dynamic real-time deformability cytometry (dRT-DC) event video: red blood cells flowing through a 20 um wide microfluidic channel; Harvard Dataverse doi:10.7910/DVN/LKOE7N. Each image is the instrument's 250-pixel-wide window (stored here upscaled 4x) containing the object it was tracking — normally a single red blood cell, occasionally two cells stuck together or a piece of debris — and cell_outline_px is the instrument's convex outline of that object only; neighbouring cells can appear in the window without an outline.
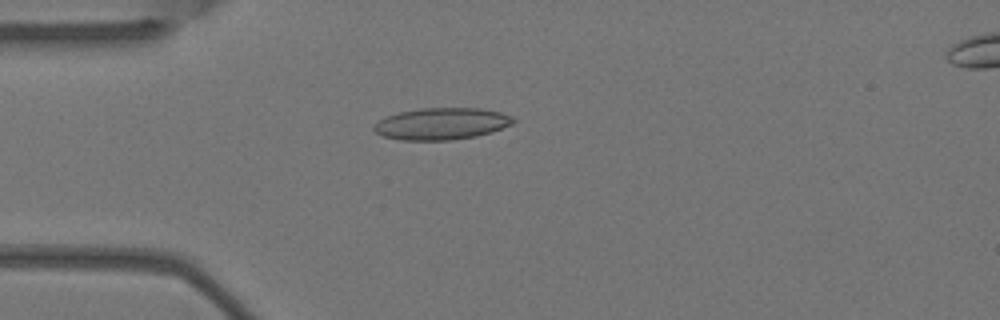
{"species": "Egyptian fruit bat (a non-hibernating species)", "species_latin": "Rousettus aegyptiacus", "temperature_condition": "warm", "stored_images_in_passage": 3, "camera_frame_rate_fps": 3000, "um_per_image_px": 0.085, "animal": {"sex": "female"}, "frame": {"image": 1, "passage_image": 3, "time_ms": 0.667, "image_size_px": [1000, 320], "cell_outline_px": [[516, 120], [512, 124], [492, 132], [476, 136], [452, 140], [400, 140], [384, 136], [376, 132], [372, 128], [380, 120], [388, 116], [400, 112], [420, 108], [480, 108], [500, 112], [512, 116]], "centroid_in_image_um": [37.57, 10.52], "position_along_channel_um": 47.4, "area_um2": 25.72}}